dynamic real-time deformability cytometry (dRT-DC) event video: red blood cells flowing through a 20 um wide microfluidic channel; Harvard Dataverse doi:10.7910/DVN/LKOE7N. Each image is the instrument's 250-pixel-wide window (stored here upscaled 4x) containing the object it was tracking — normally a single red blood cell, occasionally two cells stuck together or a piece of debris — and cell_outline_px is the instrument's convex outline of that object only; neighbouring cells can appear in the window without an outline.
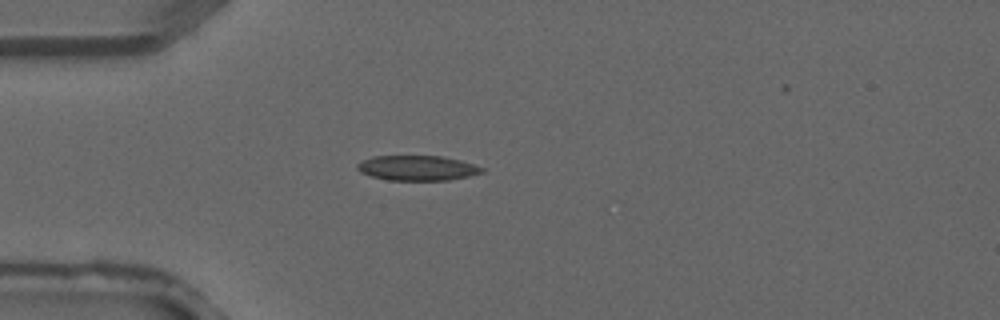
{"species": "common noctule bat (a hibernating species)", "species_latin": "Nyctalus noctula", "temperature_condition": "warm", "stored_images_in_passage": 4, "camera_frame_rate_fps": 3000, "um_per_image_px": 0.085, "animal": {"sex": "male", "forearm_length_mm": 52.5}, "frame": {"image": 1, "passage_image": 4, "time_ms": 1.0, "image_size_px": [1000, 320], "cell_outline_px": [[484, 172], [468, 176], [448, 180], [388, 180], [372, 176], [360, 172], [356, 168], [356, 164], [360, 160], [372, 156], [440, 156], [460, 160], [484, 168]], "centroid_in_image_um": [35.42, 14.27], "position_along_channel_um": 49.6, "area_um2": 18.15}}